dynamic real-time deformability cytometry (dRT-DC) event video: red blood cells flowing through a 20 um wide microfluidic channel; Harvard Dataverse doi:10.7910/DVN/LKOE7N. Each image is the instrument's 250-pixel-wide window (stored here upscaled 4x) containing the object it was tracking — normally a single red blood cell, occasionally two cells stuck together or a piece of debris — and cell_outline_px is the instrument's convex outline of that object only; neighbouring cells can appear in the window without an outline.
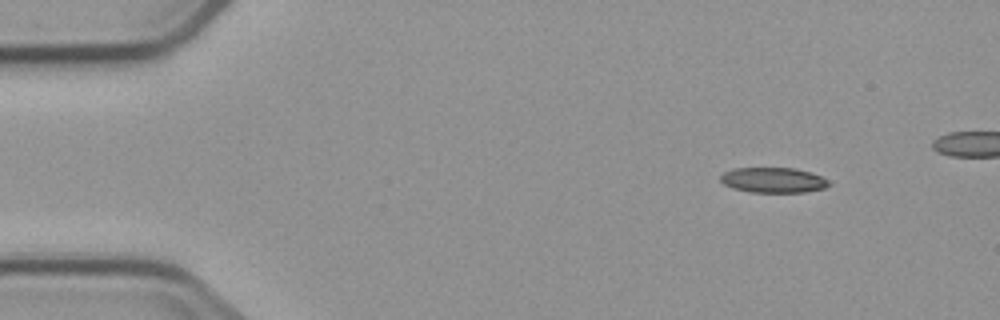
{"species": "common noctule bat (a hibernating species)", "species_latin": "Nyctalus noctula", "temperature_condition": "cold", "stored_images_in_passage": 5, "camera_frame_rate_fps": 3000, "um_per_image_px": 0.085, "animal": {"sex": "male", "body_mass_g": 23.1, "forearm_length_mm": 52.7}, "frame": {"image": 1, "passage_image": 1, "time_ms": 0.0, "image_size_px": [1000, 320], "cell_outline_px": [[832, 184], [824, 188], [804, 192], [748, 192], [732, 188], [724, 184], [720, 180], [720, 176], [724, 172], [732, 168], [796, 168], [820, 176], [828, 180]], "centroid_in_image_um": [65.7, 15.31], "position_along_channel_um": 19.3, "area_um2": 15.95}}
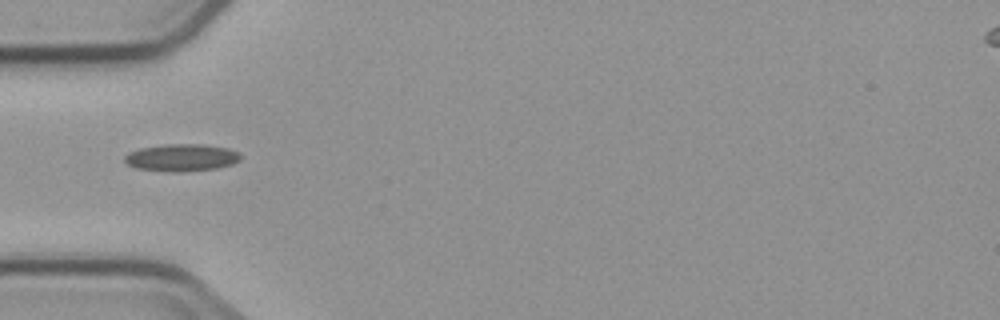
{"frame": {"image": 2, "passage_image": 5, "time_ms": 6.667, "image_size_px": [1000, 320], "cell_outline_px": [[240, 160], [232, 164], [216, 168], [136, 168], [128, 164], [124, 160], [124, 156], [128, 152], [140, 148], [168, 144], [204, 144], [228, 148], [240, 152]], "centroid_in_image_um": [15.47, 13.31], "position_along_channel_um": 69.5, "area_um2": 17.17}}